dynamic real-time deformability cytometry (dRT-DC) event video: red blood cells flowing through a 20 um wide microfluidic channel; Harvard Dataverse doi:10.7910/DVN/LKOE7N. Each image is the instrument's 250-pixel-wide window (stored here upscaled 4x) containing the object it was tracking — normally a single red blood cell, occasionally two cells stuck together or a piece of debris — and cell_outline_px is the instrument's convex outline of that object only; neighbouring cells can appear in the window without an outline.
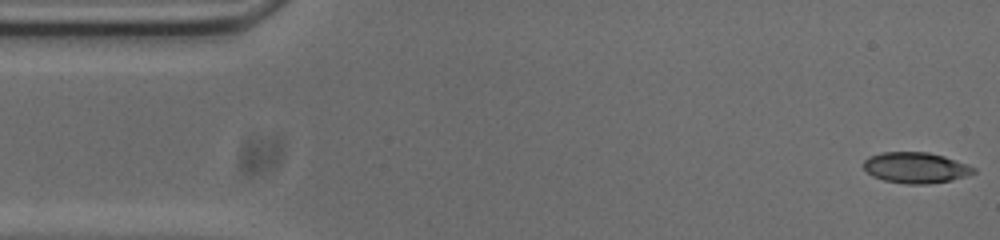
{"species": "common noctule bat (a hibernating species)", "species_latin": "Nyctalus noctula", "temperature_condition": "cold", "stored_images_in_passage": 53, "camera_frame_rate_fps": 3000, "um_per_image_px": 0.085, "animal": {"sex": "male", "body_mass_g": 20.0, "forearm_length_mm": 53.3}, "frame": {"image": 1, "passage_image": 1, "time_ms": 0.0, "image_size_px": [1000, 240], "cell_outline_px": [[976, 172], [964, 176], [948, 180], [928, 184], [908, 184], [884, 180], [872, 176], [864, 168], [864, 160], [868, 156], [884, 152], [928, 152], [944, 156], [968, 164], [976, 168]], "centroid_in_image_um": [77.83, 14.24], "position_along_channel_um": 7.2, "area_um2": 19.65}}
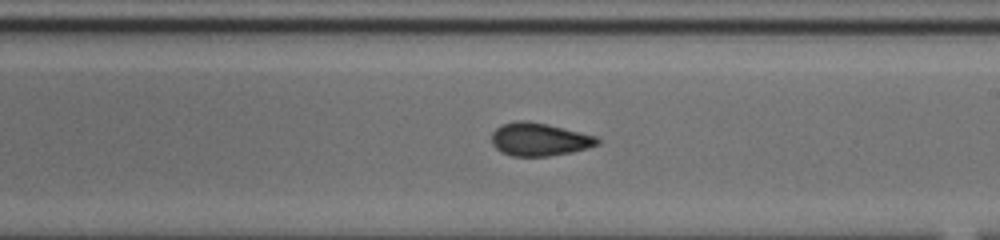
{"frame": {"image": 2, "passage_image": 29, "time_ms": 9.333, "image_size_px": [1000, 240], "cell_outline_px": [[600, 144], [588, 148], [572, 152], [548, 156], [512, 156], [500, 152], [492, 144], [492, 132], [500, 124], [516, 120], [528, 120], [548, 124], [596, 136], [600, 140]], "centroid_in_image_um": [45.83, 11.84], "position_along_channel_um": 243.2, "area_um2": 20.58}}
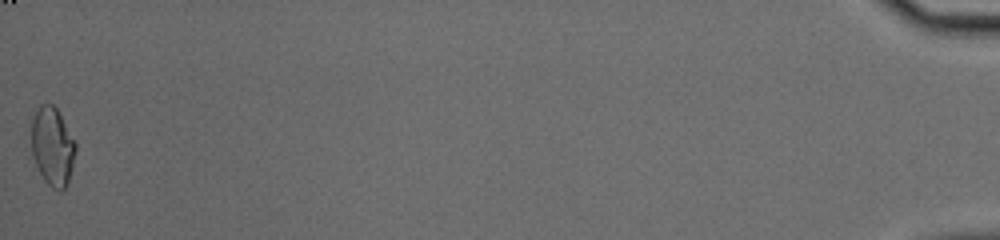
{"frame": {"image": 3, "passage_image": 53, "time_ms": 17.333, "image_size_px": [1000, 240], "cell_outline_px": [[76, 152], [68, 180], [64, 188], [60, 192], [52, 188], [44, 180], [36, 164], [32, 152], [28, 116], [40, 104], [52, 104], [56, 108], [76, 144]], "centroid_in_image_um": [4.39, 12.38], "position_along_channel_um": 430.8, "area_um2": 20.58}, "authors_computed_cell_mechanics": {"area_um2": 20.1144, "velocity_mm_per_s": 3.7469, "shape_relaxation_time_tau1_ms": null, "shape_relaxation_time_tau2_ms": 1.9874, "deformation_change_tau1": null, "deformation_change_tau2": 0.0785}}